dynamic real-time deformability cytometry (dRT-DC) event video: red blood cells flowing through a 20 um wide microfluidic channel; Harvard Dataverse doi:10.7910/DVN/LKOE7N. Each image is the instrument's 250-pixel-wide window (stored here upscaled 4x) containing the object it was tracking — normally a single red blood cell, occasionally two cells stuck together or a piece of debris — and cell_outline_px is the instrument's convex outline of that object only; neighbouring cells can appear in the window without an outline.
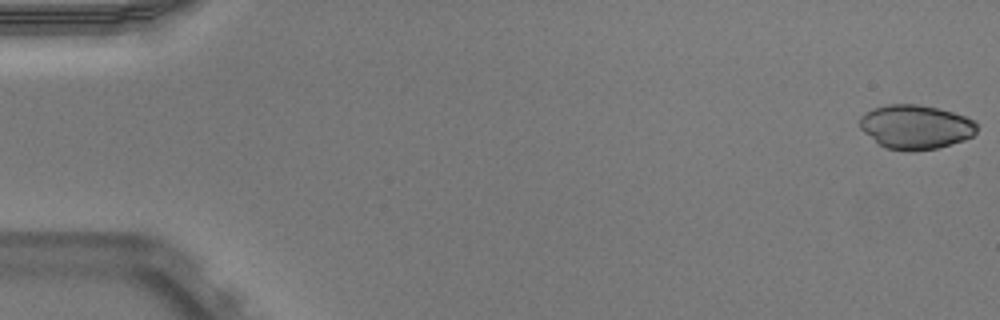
{"species": "Egyptian fruit bat (a non-hibernating species)", "species_latin": "Rousettus aegyptiacus", "temperature_condition": "warm", "stored_images_in_passage": 52, "camera_frame_rate_fps": 3000, "um_per_image_px": 0.085, "animal": {"sex": "male"}, "frame": {"image": 1, "passage_image": 1, "time_ms": 0.0, "image_size_px": [1000, 320], "cell_outline_px": [[976, 132], [972, 136], [964, 140], [936, 148], [912, 152], [908, 152], [888, 148], [880, 144], [864, 132], [860, 128], [860, 116], [872, 108], [888, 104], [920, 104], [952, 112], [976, 120]], "centroid_in_image_um": [77.83, 10.78], "position_along_channel_um": 7.2, "area_um2": 30.11}}
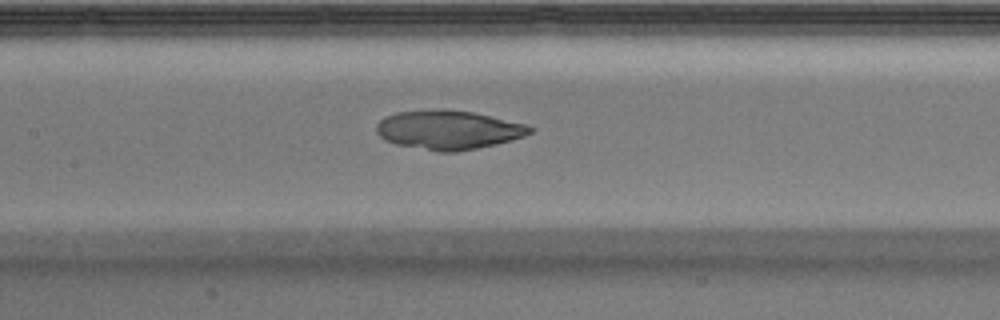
{"frame": {"image": 2, "passage_image": 25, "time_ms": 8.0, "image_size_px": [1000, 320], "cell_outline_px": [[536, 128], [532, 132], [524, 136], [512, 140], [496, 144], [456, 152], [440, 152], [396, 144], [384, 140], [376, 132], [376, 124], [384, 116], [396, 112], [440, 108], [444, 108], [472, 112], [528, 124]], "centroid_in_image_um": [38.12, 11.02], "position_along_channel_um": 169.3, "area_um2": 35.26}}
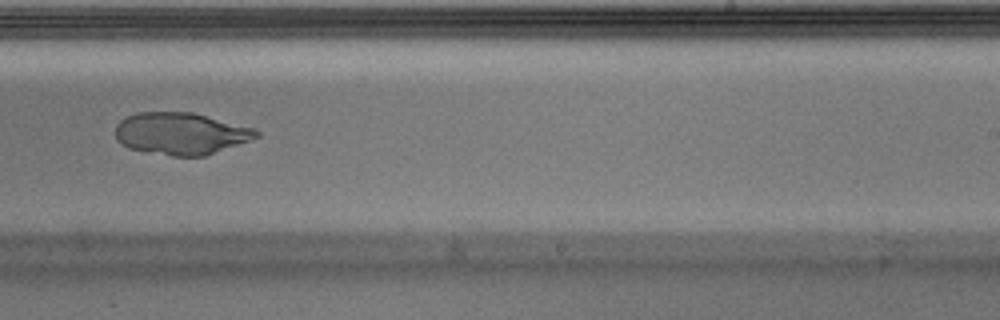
{"frame": {"image": 3, "passage_image": 33, "time_ms": 10.667, "image_size_px": [1000, 320], "cell_outline_px": [[260, 136], [204, 156], [172, 156], [128, 148], [120, 144], [116, 140], [116, 124], [120, 120], [136, 112], [192, 112], [256, 128], [260, 132]], "centroid_in_image_um": [15.36, 11.34], "position_along_channel_um": 273.6, "area_um2": 34.51}}